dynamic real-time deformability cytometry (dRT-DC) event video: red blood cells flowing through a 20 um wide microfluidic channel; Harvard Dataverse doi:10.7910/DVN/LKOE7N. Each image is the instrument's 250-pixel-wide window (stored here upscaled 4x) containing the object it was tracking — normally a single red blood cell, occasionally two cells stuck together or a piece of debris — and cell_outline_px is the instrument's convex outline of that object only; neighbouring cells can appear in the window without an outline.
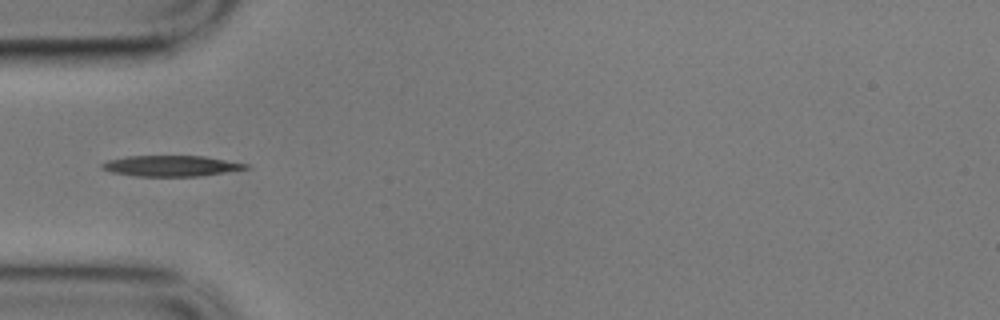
{"species": "common noctule bat (a hibernating species)", "species_latin": "Nyctalus noctula", "temperature_condition": "cold", "stored_images_in_passage": 40, "camera_frame_rate_fps": 3000, "um_per_image_px": 0.085, "animal": {"sex": "male", "body_mass_g": 17.9}, "frame": {"image": 1, "passage_image": 1, "time_ms": 0.0, "image_size_px": [1000, 320], "cell_outline_px": [[252, 168], [196, 176], [136, 176], [112, 172], [100, 168], [100, 164], [108, 160], [128, 156], [204, 156], [248, 164]], "centroid_in_image_um": [14.53, 14.1], "position_along_channel_um": 70.5, "area_um2": 17.28}}
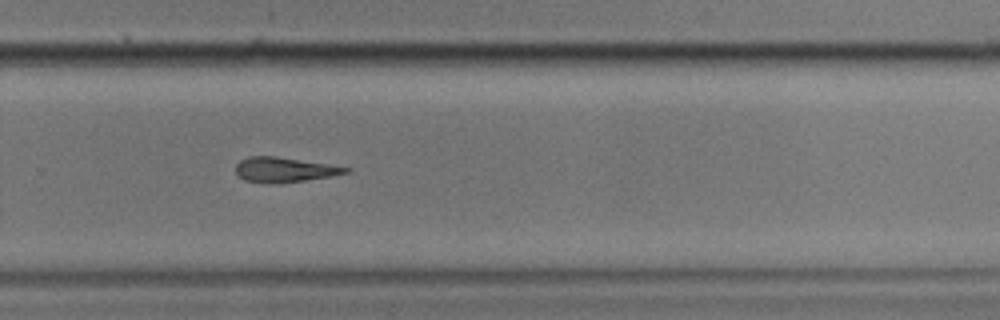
{"frame": {"image": 2, "passage_image": 21, "time_ms": 6.667, "image_size_px": [1000, 320], "cell_outline_px": [[352, 172], [332, 176], [280, 184], [264, 184], [244, 180], [236, 172], [236, 164], [240, 160], [248, 156], [276, 156], [352, 168]], "centroid_in_image_um": [24.17, 14.44], "position_along_channel_um": 305.6, "area_um2": 16.18}}
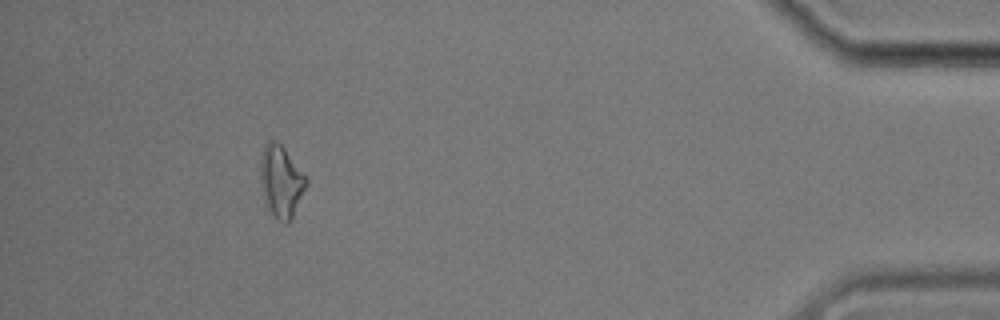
{"frame": {"image": 3, "passage_image": 35, "time_ms": 11.333, "image_size_px": [1000, 320], "cell_outline_px": [[308, 184], [288, 224], [284, 224], [268, 208], [264, 196], [260, 176], [260, 168], [264, 144], [268, 140], [272, 140], [280, 144], [284, 148], [308, 176]], "centroid_in_image_um": [23.93, 15.38], "position_along_channel_um": 411.3, "area_um2": 18.96}, "authors_computed_cell_mechanics": {"area_um2": 16.6175, "velocity_mm_per_s": 3.5237, "shape_relaxation_time_tau1_ms": 10.9398, "shape_relaxation_time_tau2_ms": 5.4557, "deformation_change_tau1": 0.2403, "deformation_change_tau2": 0.1897}}